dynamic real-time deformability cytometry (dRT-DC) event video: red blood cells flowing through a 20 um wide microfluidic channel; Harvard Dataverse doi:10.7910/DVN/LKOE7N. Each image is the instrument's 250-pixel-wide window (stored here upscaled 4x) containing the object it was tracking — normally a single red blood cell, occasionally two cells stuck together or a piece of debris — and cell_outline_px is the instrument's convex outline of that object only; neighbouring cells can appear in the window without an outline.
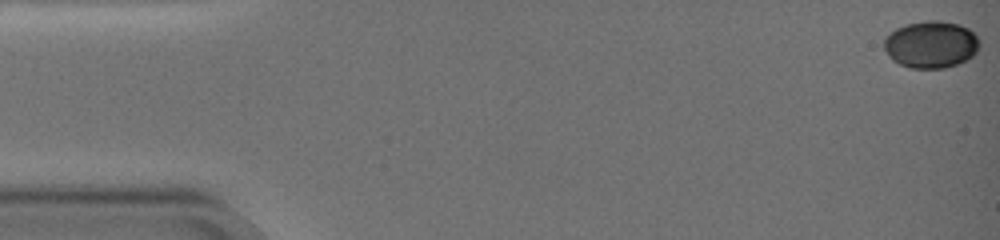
{"species": "common noctule bat (a hibernating species)", "species_latin": "Nyctalus noctula", "temperature_condition": "warm", "stored_images_in_passage": 60, "camera_frame_rate_fps": 3000, "um_per_image_px": 0.085, "animal": {"sex": "female", "body_mass_g": 19.0, "forearm_length_mm": 51.5}, "frame": {"image": 1, "passage_image": 1, "time_ms": 0.0, "image_size_px": [1000, 240], "cell_outline_px": [[976, 52], [972, 56], [956, 64], [944, 68], [912, 68], [900, 64], [884, 48], [884, 40], [892, 32], [908, 24], [956, 24], [968, 28], [976, 36]], "centroid_in_image_um": [79.13, 3.84], "position_along_channel_um": 5.9, "area_um2": 24.39}}
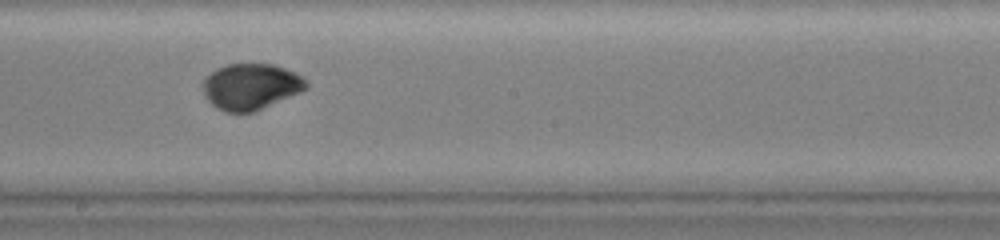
{"frame": {"image": 2, "passage_image": 38, "time_ms": 12.333, "image_size_px": [1000, 240], "cell_outline_px": [[308, 84], [304, 88], [288, 96], [252, 112], [224, 112], [216, 108], [208, 100], [204, 92], [204, 80], [212, 72], [228, 64], [276, 64], [300, 76]], "centroid_in_image_um": [21.27, 7.35], "position_along_channel_um": 226.9, "area_um2": 26.76}}
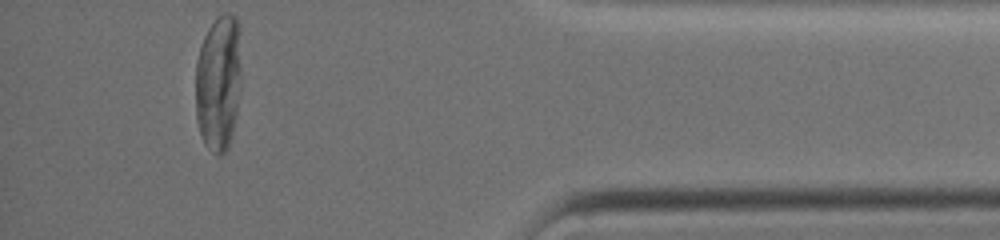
{"frame": {"image": 3, "passage_image": 60, "time_ms": 19.667, "image_size_px": [1000, 240], "cell_outline_px": [[240, 84], [236, 112], [232, 136], [228, 148], [220, 156], [216, 156], [204, 144], [200, 136], [196, 120], [196, 60], [204, 36], [208, 28], [216, 16], [224, 12], [228, 12], [236, 16], [240, 68]], "centroid_in_image_um": [18.54, 7.07], "position_along_channel_um": 416.7, "area_um2": 36.41}, "authors_computed_cell_mechanics": {"area_um2": 27.3683, "velocity_mm_per_s": 2.9962, "shape_relaxation_time_tau1_ms": 5.6719, "shape_relaxation_time_tau2_ms": null, "deformation_change_tau1": 0.1922, "deformation_change_tau2": null}}